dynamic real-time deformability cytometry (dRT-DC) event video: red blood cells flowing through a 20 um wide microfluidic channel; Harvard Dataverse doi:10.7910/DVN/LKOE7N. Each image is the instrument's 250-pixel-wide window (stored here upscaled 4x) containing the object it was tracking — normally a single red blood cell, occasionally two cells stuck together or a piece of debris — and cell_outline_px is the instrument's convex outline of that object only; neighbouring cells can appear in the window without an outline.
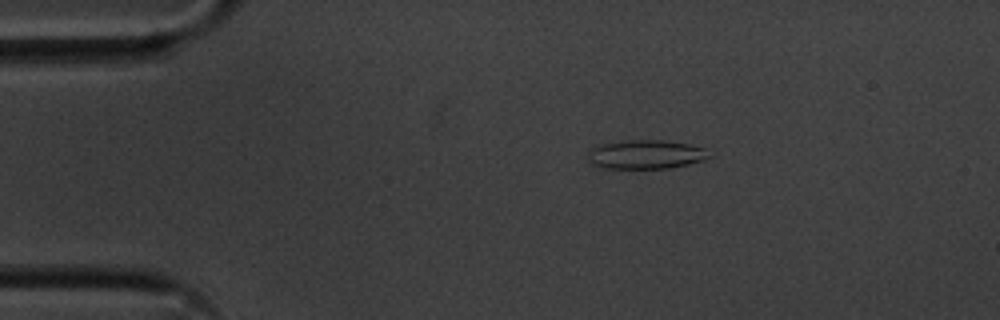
{"species": "common noctule bat (a hibernating species)", "species_latin": "Nyctalus noctula", "temperature_condition": "cold", "stored_images_in_passage": 55, "camera_frame_rate_fps": 3000, "um_per_image_px": 0.085, "animal": {"sex": "male", "body_mass_g": 20.1, "forearm_length_mm": 53.5}, "frame": {"image": 1, "passage_image": 10, "time_ms": 3.0, "image_size_px": [1000, 320], "cell_outline_px": [[712, 156], [704, 160], [688, 164], [668, 168], [604, 168], [592, 164], [588, 160], [588, 152], [592, 148], [600, 144], [632, 140], [664, 140], [688, 144], [704, 148]], "centroid_in_image_um": [54.9, 13.13], "position_along_channel_um": 30.1, "area_um2": 20.35}}
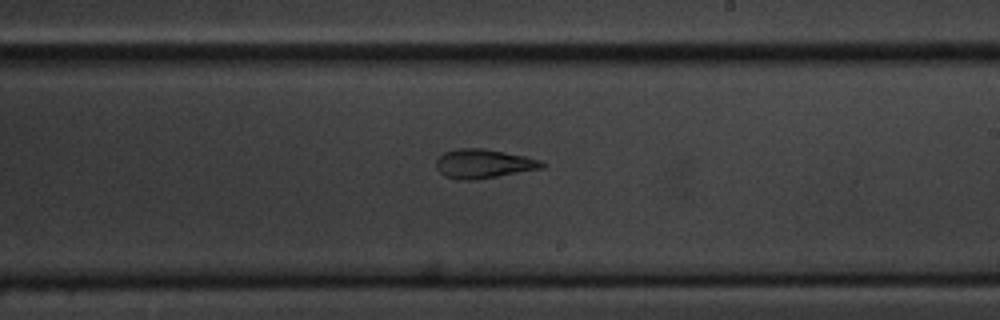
{"frame": {"image": 2, "passage_image": 32, "time_ms": 10.333, "image_size_px": [1000, 320], "cell_outline_px": [[548, 164], [544, 168], [476, 180], [460, 180], [444, 176], [436, 168], [436, 156], [444, 152], [456, 148], [484, 148], [524, 156], [540, 160]], "centroid_in_image_um": [41.08, 13.91], "position_along_channel_um": 247.9, "area_um2": 18.21}}
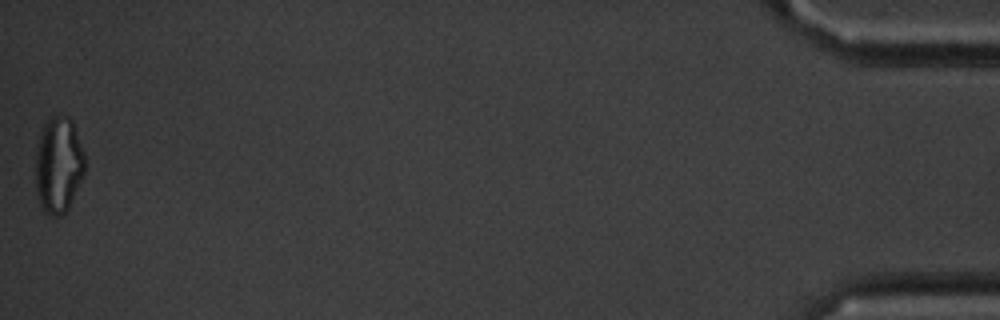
{"frame": {"image": 3, "passage_image": 55, "time_ms": 18.0, "image_size_px": [1000, 320], "cell_outline_px": [[84, 176], [68, 208], [60, 216], [52, 216], [44, 212], [40, 208], [36, 196], [36, 152], [40, 132], [44, 124], [52, 116], [68, 116], [72, 120], [84, 152]], "centroid_in_image_um": [4.96, 14.05], "position_along_channel_um": 430.2, "area_um2": 27.86}, "authors_computed_cell_mechanics": {"area_um2": 19.7676, "velocity_mm_per_s": 3.6213, "shape_relaxation_time_tau1_ms": 6.179, "shape_relaxation_time_tau2_ms": 2.8105, "deformation_change_tau1": 0.1787, "deformation_change_tau2": 0.1037}}